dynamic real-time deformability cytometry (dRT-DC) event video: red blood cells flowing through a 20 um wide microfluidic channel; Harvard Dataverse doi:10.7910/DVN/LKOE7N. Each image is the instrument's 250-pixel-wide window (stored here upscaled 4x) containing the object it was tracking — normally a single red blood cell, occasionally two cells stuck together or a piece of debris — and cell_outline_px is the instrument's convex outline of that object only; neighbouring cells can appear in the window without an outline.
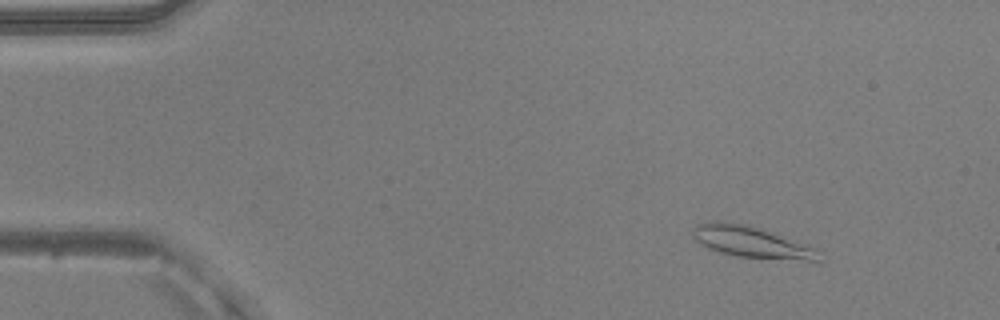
{"species": "common noctule bat (a hibernating species)", "species_latin": "Nyctalus noctula", "temperature_condition": "warm", "stored_images_in_passage": 22, "camera_frame_rate_fps": 3000, "um_per_image_px": 0.085, "animal": {"sex": "male", "body_mass_g": 20.5, "forearm_length_mm": 52.5}, "frame": {"image": 1, "passage_image": 3, "time_ms": 0.667, "image_size_px": [1000, 320], "cell_outline_px": [[820, 264], [736, 256], [720, 252], [708, 248], [700, 244], [692, 236], [692, 228], [696, 224], [708, 220], [748, 224], [760, 228], [816, 248], [820, 260]], "centroid_in_image_um": [63.92, 20.6], "position_along_channel_um": 21.1, "area_um2": 23.76}}
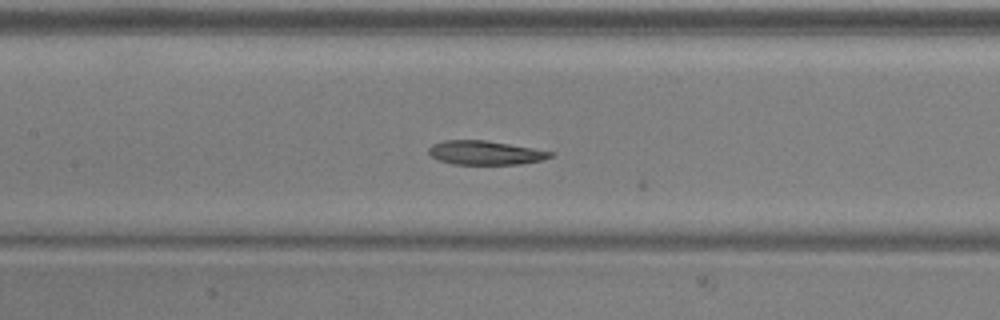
{"frame": {"image": 2, "passage_image": 21, "time_ms": 6.667, "image_size_px": [1000, 320], "cell_outline_px": [[556, 152], [552, 156], [540, 160], [520, 164], [452, 164], [440, 160], [432, 156], [428, 152], [428, 148], [432, 144], [444, 140], [484, 140]], "centroid_in_image_um": [41.23, 12.98], "position_along_channel_um": 166.2, "area_um2": 16.82}}